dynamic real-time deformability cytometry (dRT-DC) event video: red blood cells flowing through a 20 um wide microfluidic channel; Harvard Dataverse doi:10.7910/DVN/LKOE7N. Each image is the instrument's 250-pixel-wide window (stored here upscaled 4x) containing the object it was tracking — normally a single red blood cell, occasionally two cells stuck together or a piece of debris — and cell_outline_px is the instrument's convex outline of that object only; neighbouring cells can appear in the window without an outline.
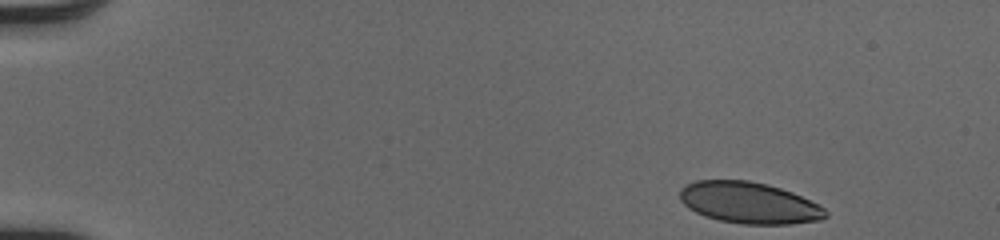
{"species": "human", "species_latin": "Homo sapiens", "temperature_condition": "cold", "stored_images_in_passage": 46, "camera_frame_rate_fps": 3000, "um_per_image_px": 0.085, "donor": {"sex": "male"}, "frame": {"image": 1, "passage_image": 1, "time_ms": 0.0, "image_size_px": [1000, 240], "cell_outline_px": [[828, 216], [820, 220], [788, 224], [740, 224], [720, 220], [704, 216], [688, 208], [680, 200], [680, 188], [696, 180], [748, 180], [768, 184], [792, 192], [824, 208], [828, 212]], "centroid_in_image_um": [63.65, 17.24], "position_along_channel_um": 21.3, "area_um2": 35.08}}
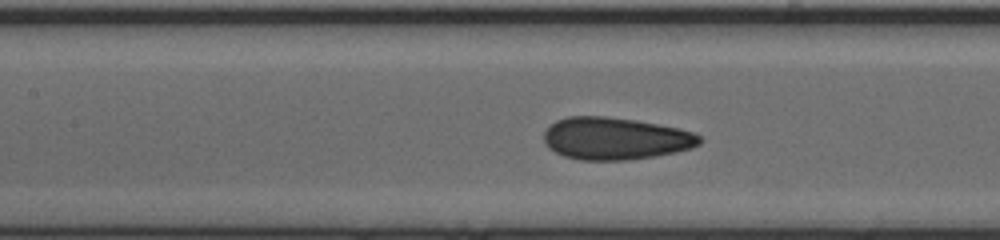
{"frame": {"image": 2, "passage_image": 20, "time_ms": 6.333, "image_size_px": [1000, 240], "cell_outline_px": [[700, 144], [692, 148], [676, 152], [656, 156], [628, 160], [580, 160], [564, 156], [548, 148], [544, 144], [544, 132], [556, 120], [568, 116], [608, 116], [636, 120], [676, 128], [692, 132], [700, 136]], "centroid_in_image_um": [52.28, 11.78], "position_along_channel_um": 155.1, "area_um2": 38.38}}
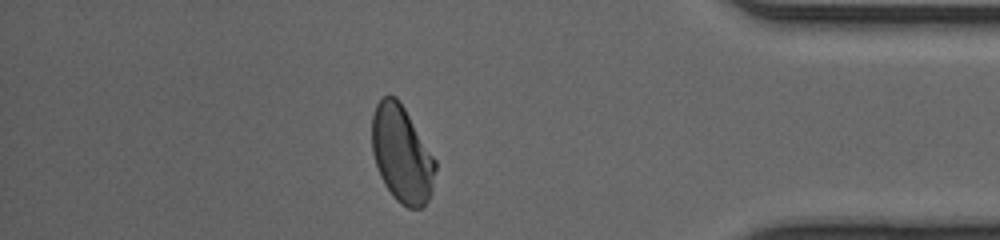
{"frame": {"image": 3, "passage_image": 40, "time_ms": 13.0, "image_size_px": [1000, 240], "cell_outline_px": [[436, 168], [432, 192], [428, 200], [420, 208], [408, 208], [400, 204], [392, 196], [384, 184], [380, 176], [372, 152], [372, 116], [376, 104], [384, 96], [396, 96], [400, 100], [436, 160]], "centroid_in_image_um": [34.15, 13.11], "position_along_channel_um": 401.0, "area_um2": 35.89}, "authors_computed_cell_mechanics": {"area_um2": 36.7319, "velocity_mm_per_s": 4.1142, "shape_relaxation_time_tau1_ms": 6.1947, "shape_relaxation_time_tau2_ms": 0.7693, "deformation_change_tau1": 0.1527, "deformation_change_tau2": 0.0511}}